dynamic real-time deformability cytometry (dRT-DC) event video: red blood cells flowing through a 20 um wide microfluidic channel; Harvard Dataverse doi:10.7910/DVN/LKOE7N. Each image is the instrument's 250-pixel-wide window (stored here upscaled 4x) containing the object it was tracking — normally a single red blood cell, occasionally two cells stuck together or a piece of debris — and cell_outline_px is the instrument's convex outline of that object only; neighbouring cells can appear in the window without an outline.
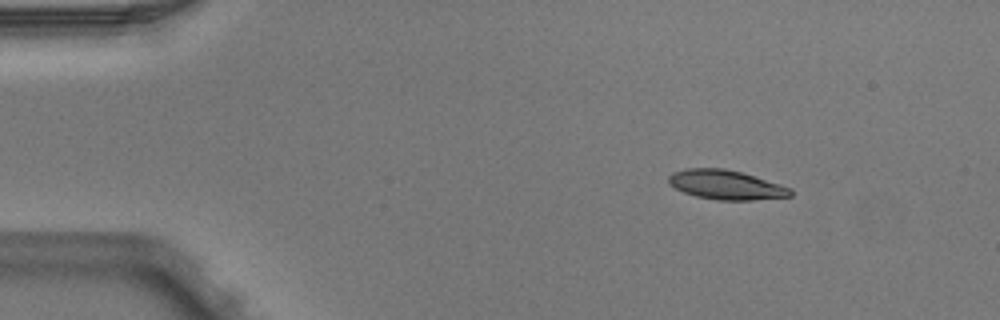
{"species": "Egyptian fruit bat (a non-hibernating species)", "species_latin": "Rousettus aegyptiacus", "temperature_condition": "warm", "stored_images_in_passage": 4, "camera_frame_rate_fps": 3000, "um_per_image_px": 0.085, "animal": {"sex": "male"}, "frame": {"image": 1, "passage_image": 1, "time_ms": 0.0, "image_size_px": [1000, 320], "cell_outline_px": [[792, 196], [752, 200], [716, 200], [696, 196], [684, 192], [668, 184], [668, 176], [672, 172], [684, 168], [724, 168], [740, 172], [780, 184], [792, 188]], "centroid_in_image_um": [61.68, 15.71], "position_along_channel_um": 23.3, "area_um2": 20.87}}
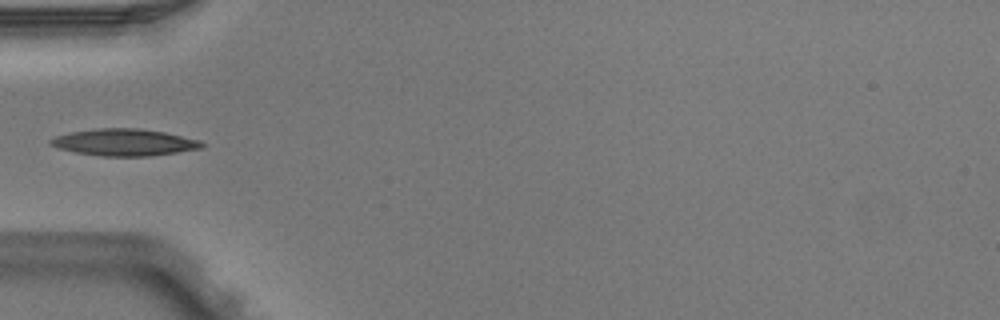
{"frame": {"image": 2, "passage_image": 4, "time_ms": 1.0, "image_size_px": [1000, 320], "cell_outline_px": [[204, 148], [148, 156], [100, 156], [76, 152], [60, 148], [48, 144], [48, 140], [56, 136], [68, 132], [96, 128], [140, 128], [164, 132], [200, 140], [204, 144]], "centroid_in_image_um": [10.55, 12.09], "position_along_channel_um": 74.5, "area_um2": 23.7}}